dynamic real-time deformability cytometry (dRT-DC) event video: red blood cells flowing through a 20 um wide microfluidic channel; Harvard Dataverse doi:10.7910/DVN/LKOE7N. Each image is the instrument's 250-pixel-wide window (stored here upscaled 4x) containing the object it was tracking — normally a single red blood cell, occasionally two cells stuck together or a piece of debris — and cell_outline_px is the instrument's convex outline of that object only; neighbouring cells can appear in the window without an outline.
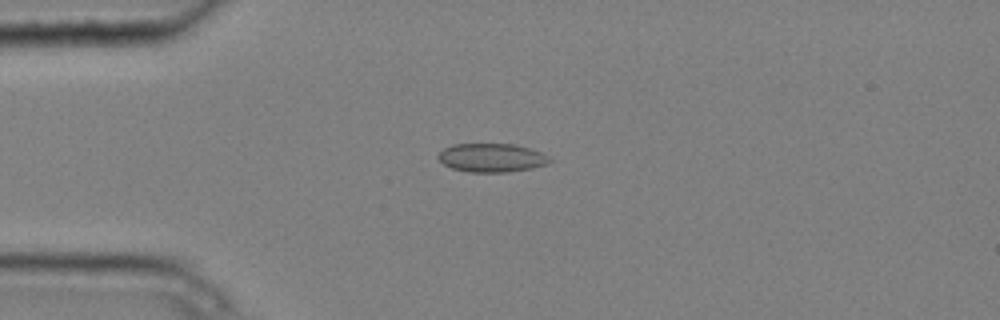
{"species": "common noctule bat (a hibernating species)", "species_latin": "Nyctalus noctula", "temperature_condition": "cold", "stored_images_in_passage": 4, "camera_frame_rate_fps": 3000, "um_per_image_px": 0.085, "animal": {"sex": "male", "body_mass_g": 20.4}, "frame": {"image": 1, "passage_image": 1, "time_ms": 0.0, "image_size_px": [1000, 320], "cell_outline_px": [[552, 160], [548, 164], [532, 168], [508, 172], [468, 172], [452, 168], [444, 164], [436, 156], [444, 148], [452, 144], [516, 144], [532, 148], [548, 156]], "centroid_in_image_um": [41.81, 13.4], "position_along_channel_um": 43.2, "area_um2": 18.73}}
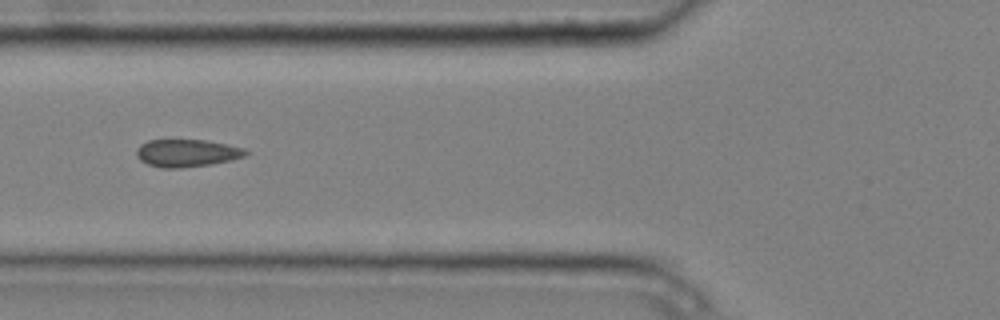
{"frame": {"image": 2, "passage_image": 3, "time_ms": 0.667, "image_size_px": [1000, 320], "cell_outline_px": [[248, 152], [244, 156], [232, 160], [212, 164], [180, 168], [160, 168], [148, 164], [140, 160], [136, 156], [136, 152], [140, 144], [148, 140], [204, 140], [228, 144], [244, 148]], "centroid_in_image_um": [15.87, 13.01], "position_along_channel_um": 109.9, "area_um2": 17.57}}
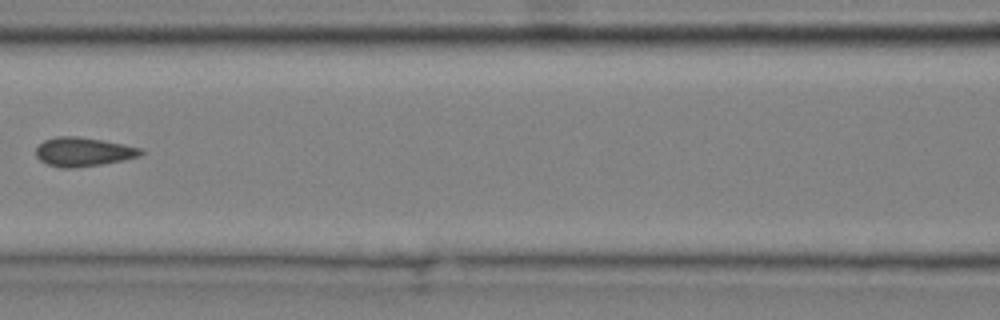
{"frame": {"image": 3, "passage_image": 4, "time_ms": 1.0, "image_size_px": [1000, 320], "cell_outline_px": [[144, 152], [140, 156], [100, 164], [72, 168], [60, 168], [48, 164], [40, 160], [36, 156], [36, 148], [44, 140], [56, 136], [76, 136], [124, 144], [140, 148]], "centroid_in_image_um": [7.04, 12.9], "position_along_channel_um": 159.6, "area_um2": 17.46}}